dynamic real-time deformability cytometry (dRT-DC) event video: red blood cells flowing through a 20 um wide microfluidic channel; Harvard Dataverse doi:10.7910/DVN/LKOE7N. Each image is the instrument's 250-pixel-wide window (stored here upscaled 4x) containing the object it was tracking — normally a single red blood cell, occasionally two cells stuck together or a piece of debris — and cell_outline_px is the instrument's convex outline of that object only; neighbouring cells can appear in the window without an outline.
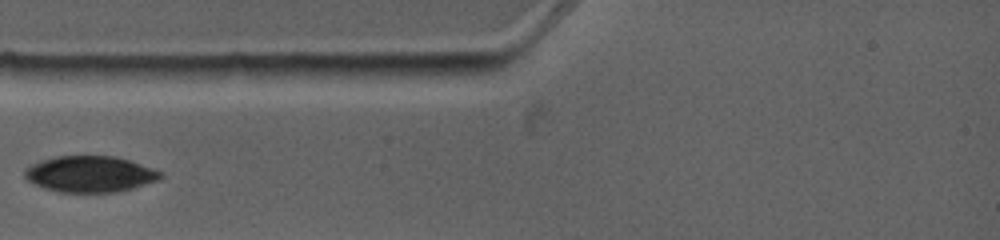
{"species": "common noctule bat (a hibernating species)", "species_latin": "Nyctalus noctula", "temperature_condition": "warm", "stored_images_in_passage": 5, "camera_frame_rate_fps": 4500, "um_per_image_px": 0.085, "animal": {"sex": "female", "body_mass_g": 19.0, "forearm_length_mm": 53.3}, "frame": {"image": 1, "passage_image": 2, "time_ms": 0.889, "image_size_px": [1000, 240], "cell_outline_px": [[164, 176], [156, 180], [132, 188], [116, 192], [60, 192], [44, 188], [28, 180], [24, 176], [24, 168], [40, 160], [56, 156], [116, 156], [140, 164], [160, 172]], "centroid_in_image_um": [7.6, 14.79], "position_along_channel_um": 77.4, "area_um2": 28.32}}
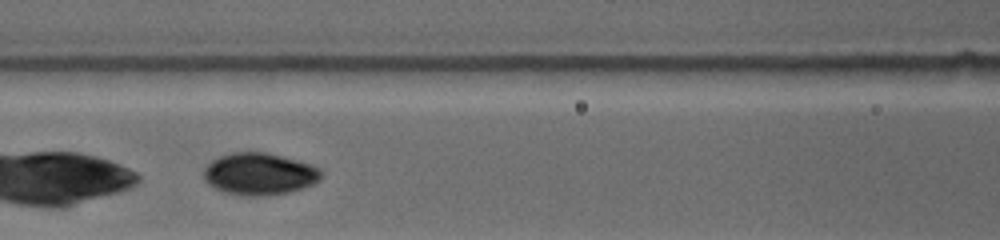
{"frame": {"image": 2, "passage_image": 4, "time_ms": 2.667, "image_size_px": [1000, 240], "cell_outline_px": [[320, 180], [312, 184], [288, 192], [264, 196], [236, 196], [212, 188], [204, 180], [204, 168], [212, 160], [220, 156], [232, 152], [264, 152], [296, 160], [320, 168]], "centroid_in_image_um": [21.98, 14.8], "position_along_channel_um": 144.6, "area_um2": 28.73}}